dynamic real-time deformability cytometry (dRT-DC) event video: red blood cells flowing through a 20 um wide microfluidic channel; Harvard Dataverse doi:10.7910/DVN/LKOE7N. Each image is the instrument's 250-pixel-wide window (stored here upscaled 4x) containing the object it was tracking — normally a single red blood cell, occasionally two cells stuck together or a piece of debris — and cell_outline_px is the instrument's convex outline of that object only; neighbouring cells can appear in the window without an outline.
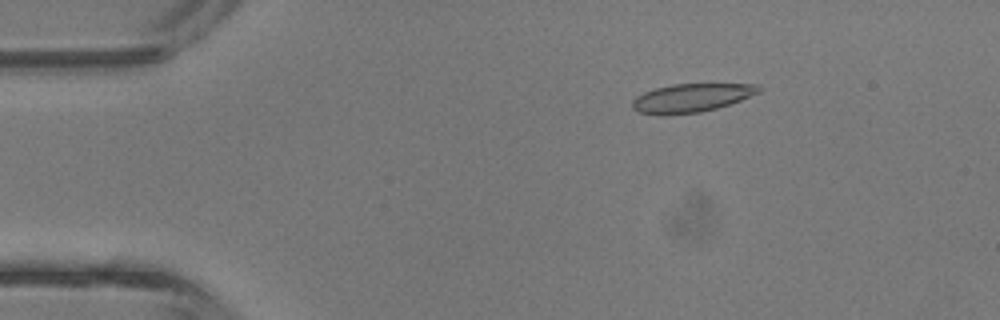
{"species": "common noctule bat (a hibernating species)", "species_latin": "Nyctalus noctula", "temperature_condition": "room temperature", "stored_images_in_passage": 43, "camera_frame_rate_fps": 3000, "um_per_image_px": 0.085, "animal": {"sex": "male", "body_mass_g": 13.3}, "frame": {"image": 1, "passage_image": 7, "time_ms": 2.0, "image_size_px": [1000, 320], "cell_outline_px": [[760, 92], [740, 100], [716, 108], [700, 112], [664, 116], [636, 112], [632, 108], [632, 100], [636, 96], [644, 92], [656, 88], [672, 84], [760, 84]], "centroid_in_image_um": [58.71, 8.33], "position_along_channel_um": 26.3, "area_um2": 21.1}}
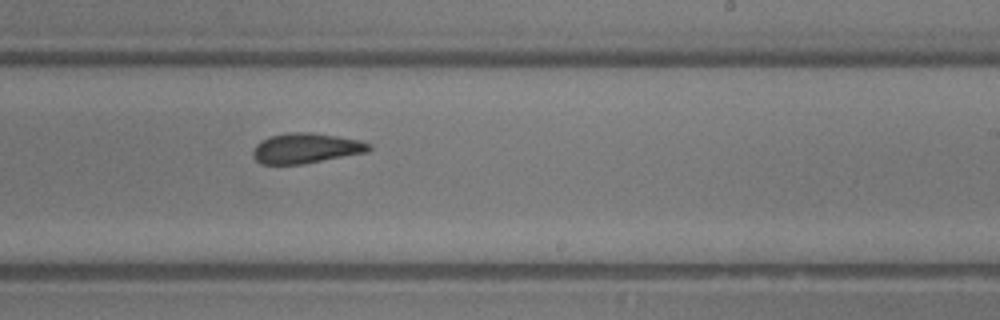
{"frame": {"image": 2, "passage_image": 26, "time_ms": 8.333, "image_size_px": [1000, 320], "cell_outline_px": [[372, 148], [368, 152], [304, 164], [260, 164], [252, 156], [252, 152], [256, 144], [260, 140], [268, 136], [288, 132], [312, 132], [360, 140], [372, 144]], "centroid_in_image_um": [25.99, 12.59], "position_along_channel_um": 263.0, "area_um2": 20.69}}
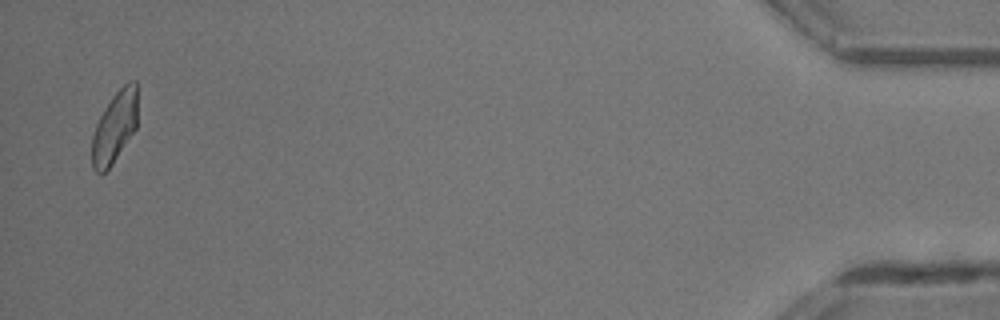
{"frame": {"image": 3, "passage_image": 42, "time_ms": 13.667, "image_size_px": [1000, 320], "cell_outline_px": [[136, 128], [112, 164], [100, 176], [92, 168], [92, 136], [96, 124], [104, 108], [112, 96], [128, 80], [136, 80]], "centroid_in_image_um": [9.72, 10.81], "position_along_channel_um": 425.5, "area_um2": 18.84}, "authors_computed_cell_mechanics": {"area_um2": 20.808, "velocity_mm_per_s": 4.7862, "shape_relaxation_time_tau1_ms": 4.494, "shape_relaxation_time_tau2_ms": 1.6079, "deformation_change_tau1": 0.1553, "deformation_change_tau2": 0.0836}}